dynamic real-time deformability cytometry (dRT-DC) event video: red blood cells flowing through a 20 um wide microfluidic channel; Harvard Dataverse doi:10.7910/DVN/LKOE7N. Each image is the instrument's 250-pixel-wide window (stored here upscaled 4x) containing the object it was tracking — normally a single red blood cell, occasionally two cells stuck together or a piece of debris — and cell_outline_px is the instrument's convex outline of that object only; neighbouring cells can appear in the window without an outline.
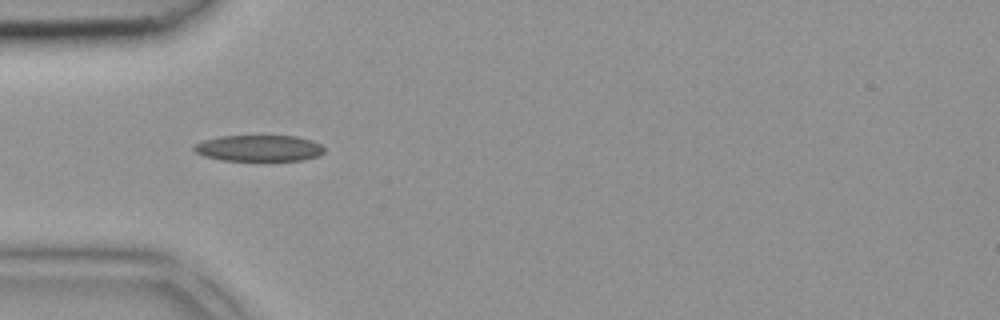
{"species": "common noctule bat (a hibernating species)", "species_latin": "Nyctalus noctula", "temperature_condition": "room temperature", "stored_images_in_passage": 3, "camera_frame_rate_fps": 3000, "um_per_image_px": 0.085, "animal": {"sex": "female", "body_mass_g": 18.4}, "frame": {"image": 1, "passage_image": 3, "time_ms": 0.667, "image_size_px": [1000, 320], "cell_outline_px": [[324, 152], [316, 156], [300, 160], [220, 160], [204, 156], [196, 152], [192, 148], [196, 144], [204, 140], [220, 136], [296, 136], [312, 140], [320, 144], [324, 148]], "centroid_in_image_um": [22.0, 12.59], "position_along_channel_um": 63.0, "area_um2": 19.71}}